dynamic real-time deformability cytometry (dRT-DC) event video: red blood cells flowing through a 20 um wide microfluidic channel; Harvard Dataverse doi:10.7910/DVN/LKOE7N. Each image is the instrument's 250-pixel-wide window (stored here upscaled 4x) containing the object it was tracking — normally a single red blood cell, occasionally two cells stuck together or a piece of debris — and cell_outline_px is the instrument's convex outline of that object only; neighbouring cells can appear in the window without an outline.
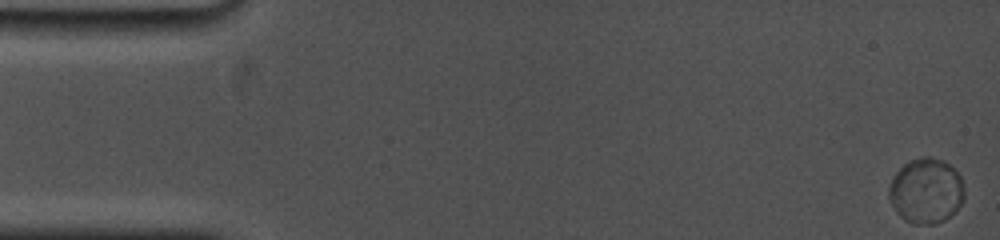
{"species": "common noctule bat (a hibernating species)", "species_latin": "Nyctalus noctula", "temperature_condition": "cold", "stored_images_in_passage": 33, "camera_frame_rate_fps": 5000, "um_per_image_px": 0.085, "animal": {"sex": "female", "body_mass_g": 19.0, "forearm_length_mm": 53.3}, "frame": {"image": 1, "passage_image": 1, "time_ms": 0.0, "image_size_px": [1000, 240], "cell_outline_px": [[964, 200], [956, 212], [944, 220], [936, 224], [912, 224], [904, 220], [896, 212], [888, 196], [888, 188], [892, 176], [904, 164], [912, 160], [924, 156], [932, 156], [944, 160], [960, 176], [964, 188]], "centroid_in_image_um": [78.72, 16.23], "position_along_channel_um": 6.3, "area_um2": 28.96}}
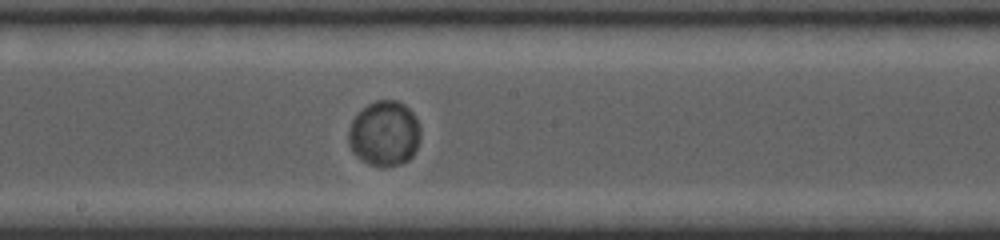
{"frame": {"image": 2, "passage_image": 19, "time_ms": 9.4, "image_size_px": [1000, 240], "cell_outline_px": [[420, 140], [412, 156], [408, 160], [400, 164], [388, 168], [368, 164], [356, 156], [352, 152], [348, 144], [348, 132], [352, 120], [368, 104], [376, 100], [396, 100], [404, 104], [416, 116], [420, 124]], "centroid_in_image_um": [32.68, 11.37], "position_along_channel_um": 215.5, "area_um2": 27.63}}
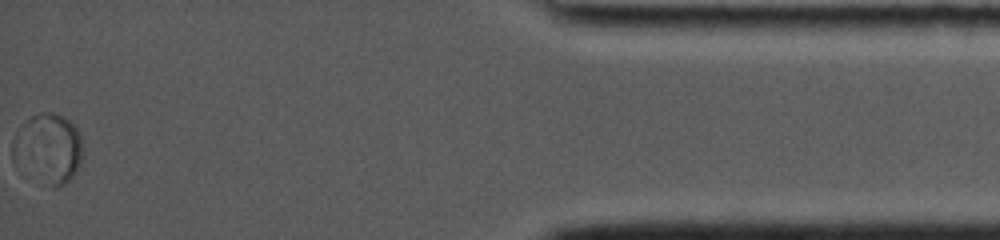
{"frame": {"image": 3, "passage_image": 33, "time_ms": 17.0, "image_size_px": [1000, 240], "cell_outline_px": [[84, 156], [76, 172], [64, 184], [56, 184], [16, 132], [24, 120], [40, 112], [52, 112], [76, 124], [80, 132]], "centroid_in_image_um": [4.56, 12.26], "position_along_channel_um": 430.6, "area_um2": 22.48}}